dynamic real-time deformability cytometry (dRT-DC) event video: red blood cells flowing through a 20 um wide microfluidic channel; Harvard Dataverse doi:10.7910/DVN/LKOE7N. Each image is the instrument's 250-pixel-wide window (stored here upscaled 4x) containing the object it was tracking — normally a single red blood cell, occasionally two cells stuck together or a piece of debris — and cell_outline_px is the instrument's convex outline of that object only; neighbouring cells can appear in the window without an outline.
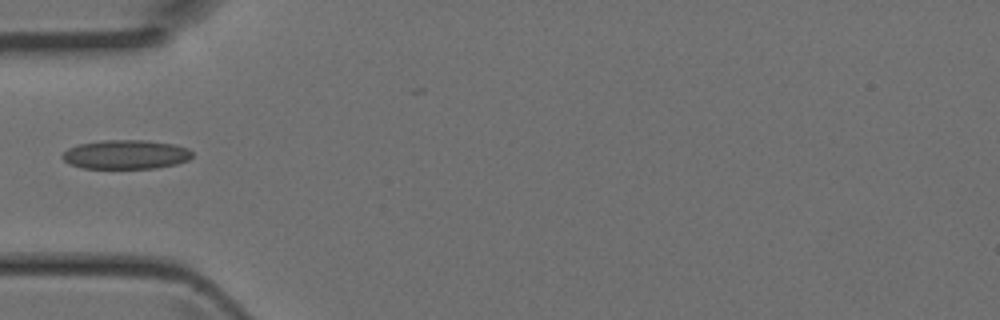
{"species": "Egyptian fruit bat (a non-hibernating species)", "species_latin": "Rousettus aegyptiacus", "temperature_condition": "room temperature", "stored_images_in_passage": 2, "camera_frame_rate_fps": 3000, "um_per_image_px": 0.085, "animal": {"sex": "female"}, "frame": {"image": 1, "passage_image": 1, "time_ms": 0.0, "image_size_px": [1000, 320], "cell_outline_px": [[192, 156], [188, 160], [176, 164], [156, 168], [80, 168], [68, 164], [60, 156], [68, 148], [80, 144], [104, 140], [148, 140], [176, 144], [188, 148], [192, 152]], "centroid_in_image_um": [10.7, 13.13], "position_along_channel_um": 74.3, "area_um2": 22.2}}